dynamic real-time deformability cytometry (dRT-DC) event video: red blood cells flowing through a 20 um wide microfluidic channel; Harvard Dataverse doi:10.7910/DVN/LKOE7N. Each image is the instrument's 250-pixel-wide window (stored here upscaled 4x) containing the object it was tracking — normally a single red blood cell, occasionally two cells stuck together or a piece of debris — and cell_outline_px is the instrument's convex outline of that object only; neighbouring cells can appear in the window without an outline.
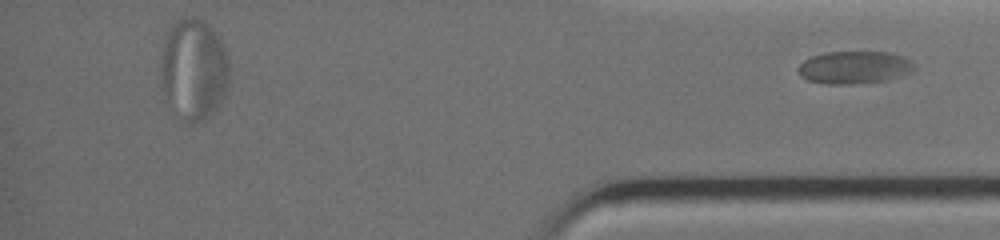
{"species": "common noctule bat (a hibernating species)", "species_latin": "Nyctalus noctula", "temperature_condition": "warm", "stored_images_in_passage": 28, "segment_of_instrument_passage": [2, 2], "camera_frame_rate_fps": 3000, "um_per_image_px": 0.085, "animal": {"sex": "female", "body_mass_g": 19.0, "forearm_length_mm": 51.5}, "frame": {"image": 1, "passage_image": 28, "time_ms": 9.0, "image_size_px": [1000, 240], "cell_outline_px": [[916, 68], [900, 76], [888, 80], [856, 84], [824, 84], [808, 80], [800, 76], [796, 68], [804, 60], [812, 56], [828, 52], [888, 52], [904, 56], [912, 60]], "centroid_in_image_um": [72.61, 5.73], "position_along_channel_um": 362.6, "area_um2": 22.25}}